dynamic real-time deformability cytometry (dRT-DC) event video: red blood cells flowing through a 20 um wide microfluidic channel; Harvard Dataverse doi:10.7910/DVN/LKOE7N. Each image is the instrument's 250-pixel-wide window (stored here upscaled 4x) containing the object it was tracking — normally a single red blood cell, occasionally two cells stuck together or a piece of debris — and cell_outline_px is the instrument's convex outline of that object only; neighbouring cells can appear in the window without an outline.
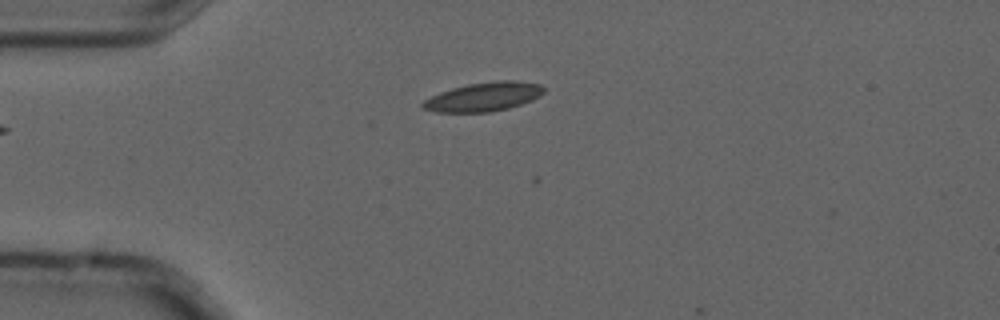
{"species": "common noctule bat (a hibernating species)", "species_latin": "Nyctalus noctula", "temperature_condition": "cold", "stored_images_in_passage": 5, "camera_frame_rate_fps": 3000, "um_per_image_px": 0.085, "animal": {"sex": "male", "forearm_length_mm": 52.5}, "frame": {"image": 1, "passage_image": 4, "time_ms": 1.0, "image_size_px": [1000, 320], "cell_outline_px": [[544, 92], [540, 96], [532, 100], [508, 108], [488, 112], [436, 112], [424, 108], [420, 104], [424, 100], [440, 92], [452, 88], [468, 84], [496, 80], [516, 80], [540, 84], [544, 88]], "centroid_in_image_um": [41.12, 8.22], "position_along_channel_um": 43.9, "area_um2": 20.35}}